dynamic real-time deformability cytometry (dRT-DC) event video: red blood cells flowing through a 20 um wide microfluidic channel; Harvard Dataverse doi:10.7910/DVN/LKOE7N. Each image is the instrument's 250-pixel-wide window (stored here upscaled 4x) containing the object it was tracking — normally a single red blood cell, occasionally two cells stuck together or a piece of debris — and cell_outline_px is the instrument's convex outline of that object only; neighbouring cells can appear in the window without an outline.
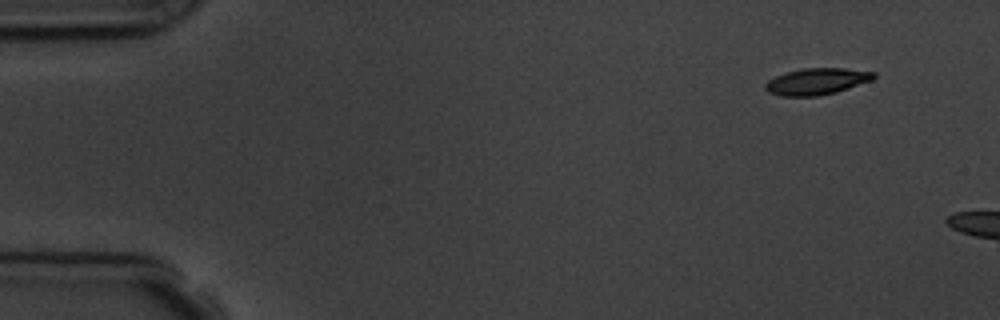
{"species": "common noctule bat (a hibernating species)", "species_latin": "Nyctalus noctula", "temperature_condition": "room temperature", "stored_images_in_passage": 5, "camera_frame_rate_fps": 3000, "um_per_image_px": 0.085, "animal": {"sex": "male", "body_mass_g": 19.5, "forearm_length_mm": 54.6}, "frame": {"image": 1, "passage_image": 1, "time_ms": 0.0, "image_size_px": [1000, 320], "cell_outline_px": [[876, 76], [872, 80], [836, 92], [816, 96], [780, 96], [768, 92], [764, 88], [764, 84], [768, 80], [776, 76], [788, 72], [804, 68], [844, 68], [876, 72]], "centroid_in_image_um": [69.42, 6.92], "position_along_channel_um": 15.6, "area_um2": 16.7}}
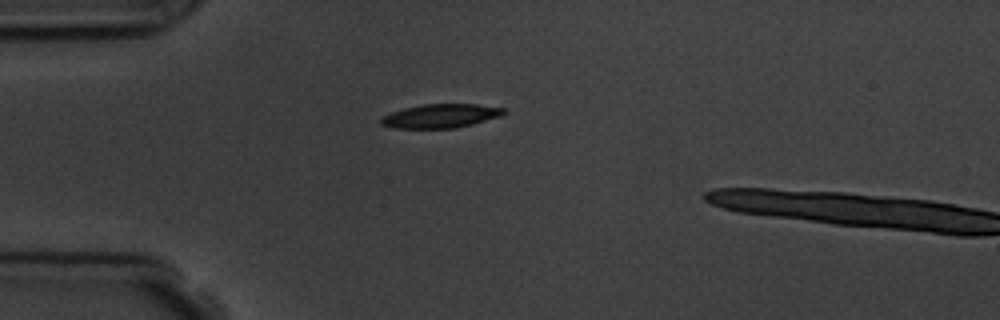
{"frame": {"image": 2, "passage_image": 4, "time_ms": 3.333, "image_size_px": [1000, 320], "cell_outline_px": [[504, 112], [500, 116], [472, 124], [456, 128], [392, 128], [380, 124], [380, 120], [384, 116], [392, 112], [404, 108], [424, 104], [476, 104], [504, 108]], "centroid_in_image_um": [37.43, 9.86], "position_along_channel_um": 47.6, "area_um2": 16.88}}